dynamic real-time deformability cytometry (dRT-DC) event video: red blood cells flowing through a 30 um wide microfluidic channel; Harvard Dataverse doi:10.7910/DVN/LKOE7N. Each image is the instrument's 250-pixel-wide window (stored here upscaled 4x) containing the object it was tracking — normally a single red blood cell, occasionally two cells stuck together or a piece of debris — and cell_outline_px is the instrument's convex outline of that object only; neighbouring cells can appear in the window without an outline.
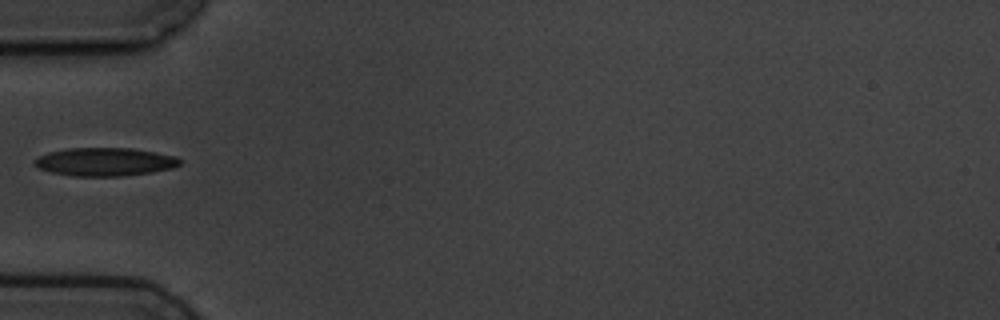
{"species": "common noctule bat (a hibernating species)", "species_latin": "Nyctalus noctula", "temperature_condition": "cold", "stored_images_in_passage": 1, "camera_frame_rate_fps": 3000, "um_per_image_px": 0.085, "animal": {"sex": "male", "body_mass_g": 19.5, "forearm_length_mm": 54.6}, "frame": {"image": 1, "passage_image": 1, "time_ms": 0.0, "image_size_px": [1000, 320], "cell_outline_px": [[180, 164], [172, 168], [152, 172], [120, 176], [72, 176], [52, 172], [40, 168], [32, 164], [32, 160], [48, 152], [68, 148], [132, 148], [176, 156], [180, 160]], "centroid_in_image_um": [8.89, 13.75], "position_along_channel_um": 76.1, "area_um2": 23.87}}